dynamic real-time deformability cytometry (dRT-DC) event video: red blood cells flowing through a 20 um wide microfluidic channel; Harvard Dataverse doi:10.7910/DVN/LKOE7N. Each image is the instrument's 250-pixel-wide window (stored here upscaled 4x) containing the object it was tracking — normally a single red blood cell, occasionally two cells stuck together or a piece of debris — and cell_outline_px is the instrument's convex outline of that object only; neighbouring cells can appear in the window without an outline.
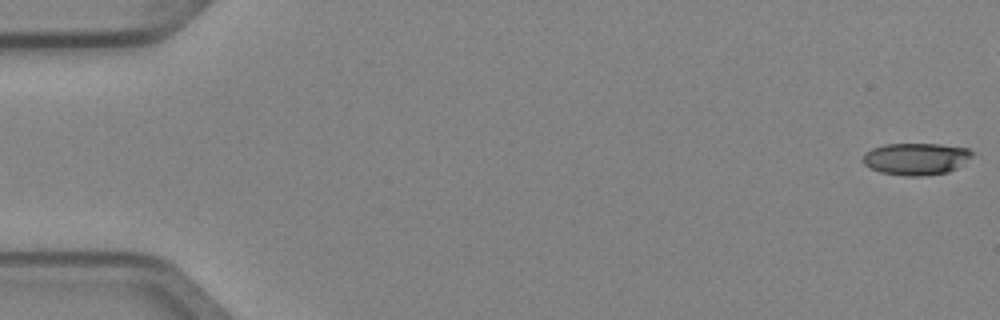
{"species": "Egyptian fruit bat (a non-hibernating species)", "species_latin": "Rousettus aegyptiacus", "temperature_condition": "cold", "stored_images_in_passage": 6, "camera_frame_rate_fps": 3000, "um_per_image_px": 0.085, "animal": {"sex": "female"}, "frame": {"image": 1, "passage_image": 1, "time_ms": 0.0, "image_size_px": [1000, 320], "cell_outline_px": [[972, 156], [956, 168], [948, 172], [924, 176], [908, 176], [880, 172], [864, 164], [864, 152], [872, 148], [884, 144], [940, 144], [968, 148], [972, 152]], "centroid_in_image_um": [77.86, 13.5], "position_along_channel_um": 7.1, "area_um2": 20.23}}